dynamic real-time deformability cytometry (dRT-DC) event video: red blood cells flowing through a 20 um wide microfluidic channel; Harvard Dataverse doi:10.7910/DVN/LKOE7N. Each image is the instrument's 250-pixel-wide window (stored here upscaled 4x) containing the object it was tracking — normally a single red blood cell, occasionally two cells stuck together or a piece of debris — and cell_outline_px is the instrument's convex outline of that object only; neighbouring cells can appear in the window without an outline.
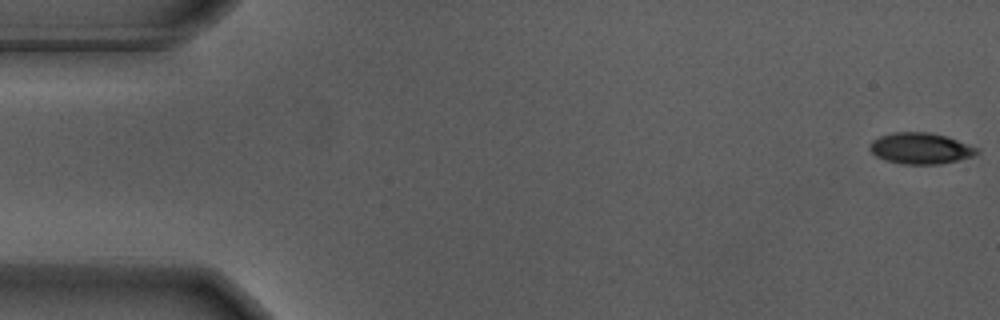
{"species": "Egyptian fruit bat (a non-hibernating species)", "species_latin": "Rousettus aegyptiacus", "temperature_condition": "warm", "stored_images_in_passage": 56, "camera_frame_rate_fps": 3000, "um_per_image_px": 0.085, "animal": {"sex": "male"}, "frame": {"image": 1, "passage_image": 1, "time_ms": 0.0, "image_size_px": [1000, 320], "cell_outline_px": [[980, 152], [972, 156], [940, 164], [904, 164], [888, 160], [876, 156], [868, 148], [872, 140], [880, 136], [892, 132], [928, 132], [948, 136], [980, 148]], "centroid_in_image_um": [78.27, 12.59], "position_along_channel_um": 6.7, "area_um2": 19.48}}
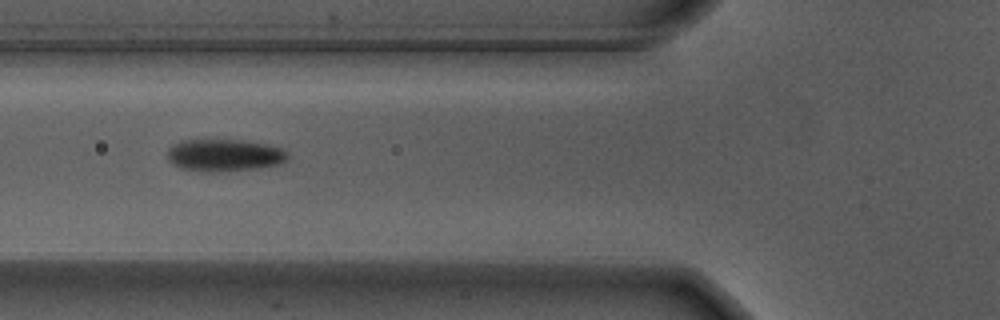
{"frame": {"image": 2, "passage_image": 21, "time_ms": 6.667, "image_size_px": [1000, 320], "cell_outline_px": [[292, 156], [288, 160], [280, 164], [260, 168], [220, 172], [208, 172], [180, 168], [172, 164], [168, 160], [168, 148], [172, 144], [184, 140], [244, 140], [264, 144], [280, 148], [288, 152]], "centroid_in_image_um": [19.1, 13.2], "position_along_channel_um": 106.7, "area_um2": 22.89}}
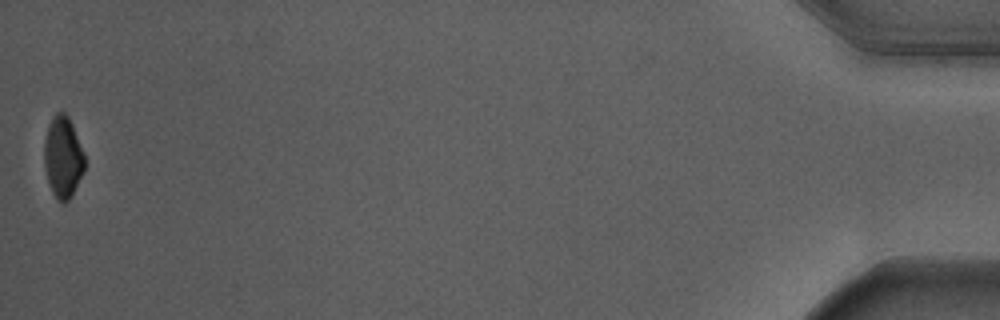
{"frame": {"image": 3, "passage_image": 56, "time_ms": 18.333, "image_size_px": [1000, 320], "cell_outline_px": [[84, 172], [72, 196], [64, 204], [52, 192], [44, 168], [44, 144], [48, 124], [56, 112], [64, 112], [68, 116], [72, 124], [84, 156]], "centroid_in_image_um": [5.34, 13.36], "position_along_channel_um": 429.9, "area_um2": 19.02}, "authors_computed_cell_mechanics": {"area_um2": 21.1548, "velocity_mm_per_s": 3.6642, "shape_relaxation_time_tau1_ms": 1.854, "shape_relaxation_time_tau2_ms": null, "deformation_change_tau1": 0.1199, "deformation_change_tau2": null}}